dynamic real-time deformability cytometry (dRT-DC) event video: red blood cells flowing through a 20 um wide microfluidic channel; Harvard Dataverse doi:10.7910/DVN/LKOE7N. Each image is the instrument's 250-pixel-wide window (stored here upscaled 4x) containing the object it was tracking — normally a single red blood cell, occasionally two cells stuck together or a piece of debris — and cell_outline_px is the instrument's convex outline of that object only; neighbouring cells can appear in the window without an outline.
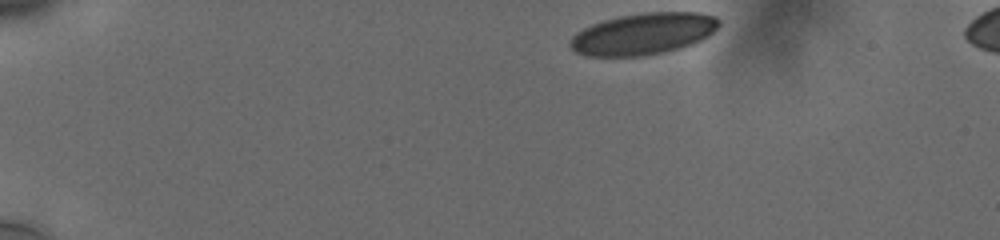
{"species": "human", "species_latin": "Homo sapiens", "temperature_condition": "cold", "stored_images_in_passage": 19, "camera_frame_rate_fps": 3000, "um_per_image_px": 0.085, "donor": {"sex": "male"}, "frame": {"image": 1, "passage_image": 1, "time_ms": 0.0, "image_size_px": [1000, 240], "cell_outline_px": [[720, 24], [708, 36], [692, 44], [680, 48], [664, 52], [644, 56], [588, 56], [576, 52], [568, 44], [568, 40], [576, 32], [592, 24], [604, 20], [620, 16], [644, 12], [700, 12], [716, 16], [720, 20]], "centroid_in_image_um": [54.68, 2.87], "position_along_channel_um": 30.3, "area_um2": 36.18}}
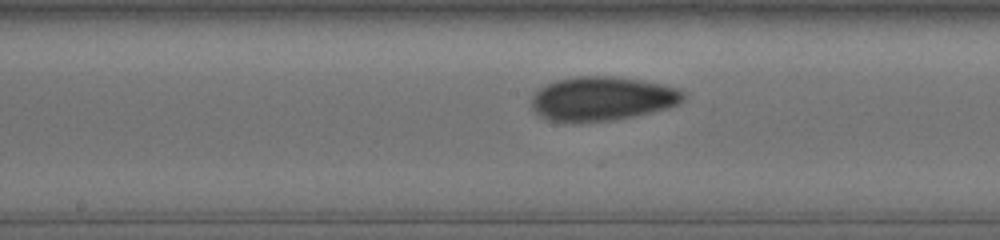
{"frame": {"image": 2, "passage_image": 11, "time_ms": 7.0, "image_size_px": [1000, 240], "cell_outline_px": [[688, 92], [684, 100], [680, 104], [668, 108], [652, 112], [612, 120], [548, 120], [540, 116], [532, 108], [532, 96], [544, 84], [556, 80], [576, 76], [612, 76], [640, 80], [680, 88]], "centroid_in_image_um": [51.25, 8.35], "position_along_channel_um": 197.0, "area_um2": 38.73}}
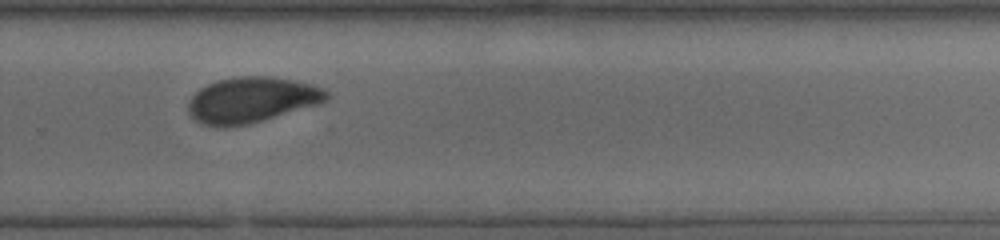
{"frame": {"image": 3, "passage_image": 17, "time_ms": 10.0, "image_size_px": [1000, 240], "cell_outline_px": [[332, 92], [324, 100], [316, 104], [248, 124], [224, 128], [220, 128], [204, 124], [196, 120], [188, 112], [188, 100], [200, 88], [216, 80], [240, 76], [272, 76], [296, 80], [312, 84], [324, 88]], "centroid_in_image_um": [21.37, 8.48], "position_along_channel_um": 308.4, "area_um2": 36.7}}